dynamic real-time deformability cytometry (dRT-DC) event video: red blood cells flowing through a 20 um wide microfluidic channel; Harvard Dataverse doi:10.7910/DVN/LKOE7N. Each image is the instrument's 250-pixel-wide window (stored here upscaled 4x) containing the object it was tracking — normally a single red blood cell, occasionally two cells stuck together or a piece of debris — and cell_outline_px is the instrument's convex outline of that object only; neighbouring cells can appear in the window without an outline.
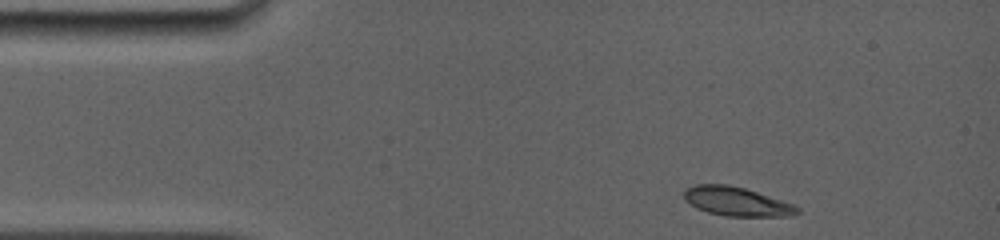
{"species": "common noctule bat (a hibernating species)", "species_latin": "Nyctalus noctula", "temperature_condition": "room temperature", "stored_images_in_passage": 22, "camera_frame_rate_fps": 5000, "um_per_image_px": 0.085, "animal": {"sex": "female", "body_mass_g": 19.0, "forearm_length_mm": 56.7}, "frame": {"image": 1, "passage_image": 1, "time_ms": 0.0, "image_size_px": [1000, 240], "cell_outline_px": [[800, 212], [792, 216], [724, 216], [708, 212], [696, 208], [684, 200], [684, 192], [688, 188], [696, 184], [728, 184], [744, 188], [796, 204], [800, 208]], "centroid_in_image_um": [62.65, 17.13], "position_along_channel_um": 22.4, "area_um2": 19.25}}
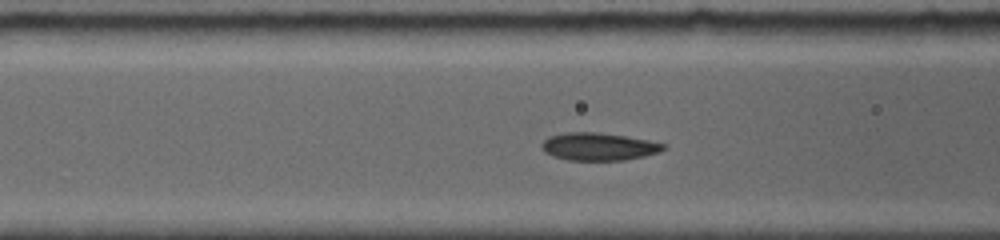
{"frame": {"image": 2, "passage_image": 13, "time_ms": 4.0, "image_size_px": [1000, 240], "cell_outline_px": [[664, 148], [660, 152], [644, 156], [624, 160], [568, 160], [552, 156], [544, 152], [540, 148], [540, 144], [548, 136], [564, 132], [600, 132], [648, 140], [664, 144]], "centroid_in_image_um": [50.81, 12.45], "position_along_channel_um": 115.8, "area_um2": 19.71}}
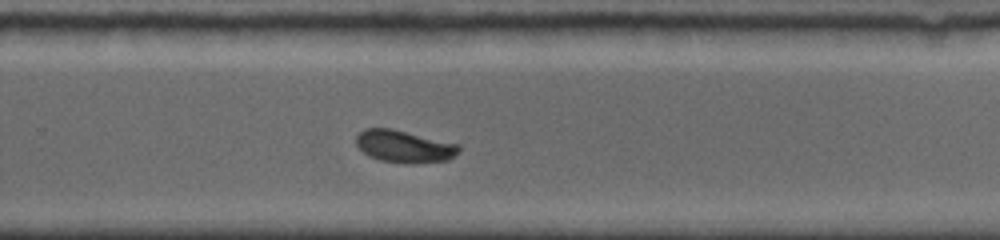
{"frame": {"image": 3, "passage_image": 22, "time_ms": 8.6, "image_size_px": [1000, 240], "cell_outline_px": [[460, 148], [448, 160], [412, 164], [380, 160], [368, 156], [356, 144], [356, 136], [364, 128], [392, 128], [460, 144]], "centroid_in_image_um": [34.34, 12.43], "position_along_channel_um": 295.5, "area_um2": 19.31}}